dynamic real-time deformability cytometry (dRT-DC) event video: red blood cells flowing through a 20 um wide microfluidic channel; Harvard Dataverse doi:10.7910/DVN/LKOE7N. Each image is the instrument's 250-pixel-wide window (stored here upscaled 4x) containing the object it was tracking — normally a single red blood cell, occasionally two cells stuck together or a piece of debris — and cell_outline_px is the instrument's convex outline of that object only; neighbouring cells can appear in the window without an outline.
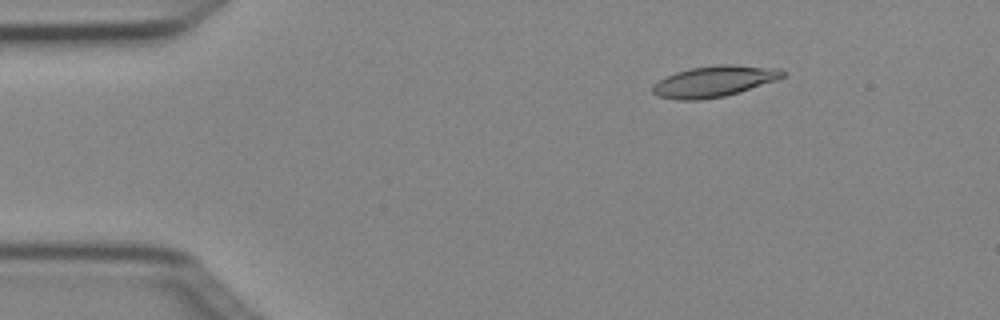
{"species": "Egyptian fruit bat (a non-hibernating species)", "species_latin": "Rousettus aegyptiacus", "temperature_condition": "cold", "stored_images_in_passage": 7, "camera_frame_rate_fps": 3000, "um_per_image_px": 0.085, "animal": {"sex": "female"}, "frame": {"image": 1, "passage_image": 2, "time_ms": 0.333, "image_size_px": [1000, 320], "cell_outline_px": [[788, 72], [784, 76], [776, 80], [740, 92], [724, 96], [700, 100], [676, 100], [660, 96], [652, 92], [652, 84], [664, 76], [688, 68], [716, 64], [732, 64], [776, 68]], "centroid_in_image_um": [60.68, 6.9], "position_along_channel_um": 24.3, "area_um2": 23.76}}
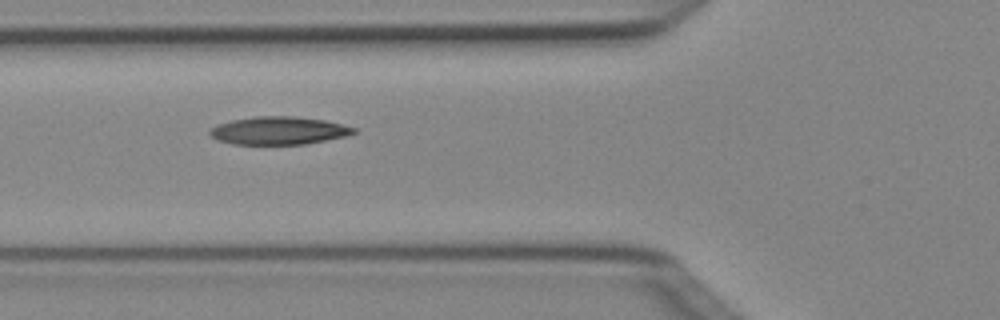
{"frame": {"image": 2, "passage_image": 5, "time_ms": 1.333, "image_size_px": [1000, 320], "cell_outline_px": [[356, 132], [344, 136], [304, 144], [232, 144], [216, 140], [208, 132], [216, 124], [232, 120], [256, 116], [292, 116], [324, 120], [356, 128]], "centroid_in_image_um": [23.64, 11.1], "position_along_channel_um": 102.2, "area_um2": 23.18}}
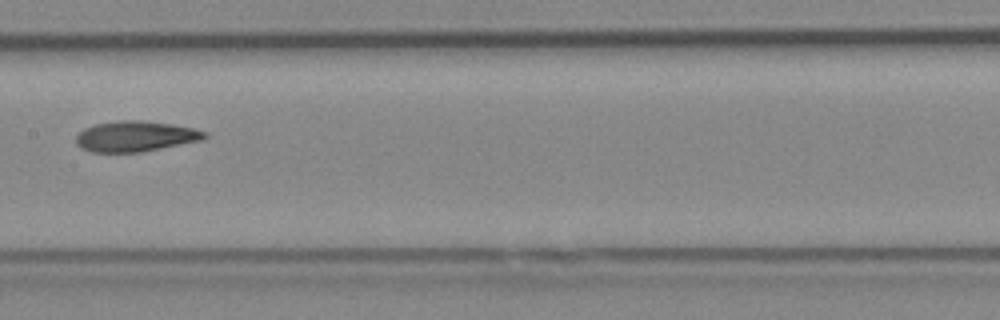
{"frame": {"image": 3, "passage_image": 7, "time_ms": 2.0, "image_size_px": [1000, 320], "cell_outline_px": [[208, 136], [200, 140], [140, 152], [92, 152], [80, 148], [76, 144], [76, 136], [84, 128], [96, 124], [120, 120], [144, 120], [172, 124], [192, 128], [208, 132]], "centroid_in_image_um": [11.49, 11.58], "position_along_channel_um": 195.9, "area_um2": 22.77}}